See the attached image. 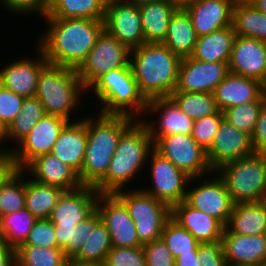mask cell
I'll return each mask as SVG.
<instances>
[{
	"instance_id": "6da1fadb",
	"label": "cell",
	"mask_w": 266,
	"mask_h": 266,
	"mask_svg": "<svg viewBox=\"0 0 266 266\" xmlns=\"http://www.w3.org/2000/svg\"><path fill=\"white\" fill-rule=\"evenodd\" d=\"M44 19L46 30L36 45L43 51L49 64L72 69L82 64L105 30L104 19Z\"/></svg>"
},
{
	"instance_id": "7a4b0ae2",
	"label": "cell",
	"mask_w": 266,
	"mask_h": 266,
	"mask_svg": "<svg viewBox=\"0 0 266 266\" xmlns=\"http://www.w3.org/2000/svg\"><path fill=\"white\" fill-rule=\"evenodd\" d=\"M135 120L126 115L97 112L84 117L87 145L81 173L78 175L82 185L94 187L106 175L121 134Z\"/></svg>"
},
{
	"instance_id": "3957f363",
	"label": "cell",
	"mask_w": 266,
	"mask_h": 266,
	"mask_svg": "<svg viewBox=\"0 0 266 266\" xmlns=\"http://www.w3.org/2000/svg\"><path fill=\"white\" fill-rule=\"evenodd\" d=\"M153 148L154 143L147 125L141 119H136L121 134L108 171L94 188L99 194H115L129 188V182L140 175L145 164L147 166Z\"/></svg>"
},
{
	"instance_id": "277c9868",
	"label": "cell",
	"mask_w": 266,
	"mask_h": 266,
	"mask_svg": "<svg viewBox=\"0 0 266 266\" xmlns=\"http://www.w3.org/2000/svg\"><path fill=\"white\" fill-rule=\"evenodd\" d=\"M181 58L163 43H144L130 52V67L145 99L169 97L177 88Z\"/></svg>"
},
{
	"instance_id": "5b68a950",
	"label": "cell",
	"mask_w": 266,
	"mask_h": 266,
	"mask_svg": "<svg viewBox=\"0 0 266 266\" xmlns=\"http://www.w3.org/2000/svg\"><path fill=\"white\" fill-rule=\"evenodd\" d=\"M90 91L98 100L97 113L144 118L147 100L140 93L130 66L116 68L102 75L87 89V93Z\"/></svg>"
},
{
	"instance_id": "8992f818",
	"label": "cell",
	"mask_w": 266,
	"mask_h": 266,
	"mask_svg": "<svg viewBox=\"0 0 266 266\" xmlns=\"http://www.w3.org/2000/svg\"><path fill=\"white\" fill-rule=\"evenodd\" d=\"M86 92L76 69L48 63L39 74L35 96L46 114L71 122Z\"/></svg>"
},
{
	"instance_id": "52a82bcc",
	"label": "cell",
	"mask_w": 266,
	"mask_h": 266,
	"mask_svg": "<svg viewBox=\"0 0 266 266\" xmlns=\"http://www.w3.org/2000/svg\"><path fill=\"white\" fill-rule=\"evenodd\" d=\"M234 204L266 200V156H251L224 164L215 171Z\"/></svg>"
},
{
	"instance_id": "ba28073f",
	"label": "cell",
	"mask_w": 266,
	"mask_h": 266,
	"mask_svg": "<svg viewBox=\"0 0 266 266\" xmlns=\"http://www.w3.org/2000/svg\"><path fill=\"white\" fill-rule=\"evenodd\" d=\"M115 195L126 205L142 245L161 238L171 207L137 187L120 190Z\"/></svg>"
},
{
	"instance_id": "9c48e42d",
	"label": "cell",
	"mask_w": 266,
	"mask_h": 266,
	"mask_svg": "<svg viewBox=\"0 0 266 266\" xmlns=\"http://www.w3.org/2000/svg\"><path fill=\"white\" fill-rule=\"evenodd\" d=\"M130 52L126 45L104 30L76 69L84 88L87 90L99 77L113 69L130 66Z\"/></svg>"
},
{
	"instance_id": "30bf717a",
	"label": "cell",
	"mask_w": 266,
	"mask_h": 266,
	"mask_svg": "<svg viewBox=\"0 0 266 266\" xmlns=\"http://www.w3.org/2000/svg\"><path fill=\"white\" fill-rule=\"evenodd\" d=\"M151 157V158H150ZM147 166L152 186L142 190L170 207L186 199L191 177L163 157L154 148L150 152Z\"/></svg>"
},
{
	"instance_id": "8fae6325",
	"label": "cell",
	"mask_w": 266,
	"mask_h": 266,
	"mask_svg": "<svg viewBox=\"0 0 266 266\" xmlns=\"http://www.w3.org/2000/svg\"><path fill=\"white\" fill-rule=\"evenodd\" d=\"M185 201L191 207L216 218L224 227L234 206L224 181L215 172L205 177L191 178Z\"/></svg>"
},
{
	"instance_id": "7c38bea8",
	"label": "cell",
	"mask_w": 266,
	"mask_h": 266,
	"mask_svg": "<svg viewBox=\"0 0 266 266\" xmlns=\"http://www.w3.org/2000/svg\"><path fill=\"white\" fill-rule=\"evenodd\" d=\"M154 149L191 178L213 173L206 151L191 135L172 134L161 137L154 143Z\"/></svg>"
},
{
	"instance_id": "4fadbf2b",
	"label": "cell",
	"mask_w": 266,
	"mask_h": 266,
	"mask_svg": "<svg viewBox=\"0 0 266 266\" xmlns=\"http://www.w3.org/2000/svg\"><path fill=\"white\" fill-rule=\"evenodd\" d=\"M68 122L49 114L41 118L30 133L10 151L19 170H23L36 157L51 153L54 143Z\"/></svg>"
},
{
	"instance_id": "5bb4252c",
	"label": "cell",
	"mask_w": 266,
	"mask_h": 266,
	"mask_svg": "<svg viewBox=\"0 0 266 266\" xmlns=\"http://www.w3.org/2000/svg\"><path fill=\"white\" fill-rule=\"evenodd\" d=\"M105 30L130 50L145 43L139 6L125 0H107Z\"/></svg>"
},
{
	"instance_id": "9a60e30c",
	"label": "cell",
	"mask_w": 266,
	"mask_h": 266,
	"mask_svg": "<svg viewBox=\"0 0 266 266\" xmlns=\"http://www.w3.org/2000/svg\"><path fill=\"white\" fill-rule=\"evenodd\" d=\"M96 211L109 231L112 246H143L128 208L115 194H99Z\"/></svg>"
},
{
	"instance_id": "2e32d148",
	"label": "cell",
	"mask_w": 266,
	"mask_h": 266,
	"mask_svg": "<svg viewBox=\"0 0 266 266\" xmlns=\"http://www.w3.org/2000/svg\"><path fill=\"white\" fill-rule=\"evenodd\" d=\"M154 115L159 117L150 118ZM141 120L147 125L153 143L167 135H191L194 122L169 97L148 100L145 116Z\"/></svg>"
},
{
	"instance_id": "e0dca14e",
	"label": "cell",
	"mask_w": 266,
	"mask_h": 266,
	"mask_svg": "<svg viewBox=\"0 0 266 266\" xmlns=\"http://www.w3.org/2000/svg\"><path fill=\"white\" fill-rule=\"evenodd\" d=\"M229 73L228 63L203 62L191 57L182 58L177 88L174 92L213 93Z\"/></svg>"
},
{
	"instance_id": "ac0fdd59",
	"label": "cell",
	"mask_w": 266,
	"mask_h": 266,
	"mask_svg": "<svg viewBox=\"0 0 266 266\" xmlns=\"http://www.w3.org/2000/svg\"><path fill=\"white\" fill-rule=\"evenodd\" d=\"M254 153L251 136L223 120L213 143L206 151V156L209 166L215 172L226 163L251 156Z\"/></svg>"
},
{
	"instance_id": "d6986e66",
	"label": "cell",
	"mask_w": 266,
	"mask_h": 266,
	"mask_svg": "<svg viewBox=\"0 0 266 266\" xmlns=\"http://www.w3.org/2000/svg\"><path fill=\"white\" fill-rule=\"evenodd\" d=\"M99 192L92 186L64 191L48 218L54 226L76 227L96 211Z\"/></svg>"
},
{
	"instance_id": "ffe728a7",
	"label": "cell",
	"mask_w": 266,
	"mask_h": 266,
	"mask_svg": "<svg viewBox=\"0 0 266 266\" xmlns=\"http://www.w3.org/2000/svg\"><path fill=\"white\" fill-rule=\"evenodd\" d=\"M37 59L24 58L11 60L0 69V85L14 93L27 98L33 97L37 91L38 77L41 70L48 64L43 51L36 45Z\"/></svg>"
},
{
	"instance_id": "44dd1931",
	"label": "cell",
	"mask_w": 266,
	"mask_h": 266,
	"mask_svg": "<svg viewBox=\"0 0 266 266\" xmlns=\"http://www.w3.org/2000/svg\"><path fill=\"white\" fill-rule=\"evenodd\" d=\"M228 66L230 73L262 83L266 79V42L236 35Z\"/></svg>"
},
{
	"instance_id": "7402d4cb",
	"label": "cell",
	"mask_w": 266,
	"mask_h": 266,
	"mask_svg": "<svg viewBox=\"0 0 266 266\" xmlns=\"http://www.w3.org/2000/svg\"><path fill=\"white\" fill-rule=\"evenodd\" d=\"M221 241L228 265L266 266V234L241 235L224 227Z\"/></svg>"
},
{
	"instance_id": "603a6c76",
	"label": "cell",
	"mask_w": 266,
	"mask_h": 266,
	"mask_svg": "<svg viewBox=\"0 0 266 266\" xmlns=\"http://www.w3.org/2000/svg\"><path fill=\"white\" fill-rule=\"evenodd\" d=\"M23 171L34 181L58 187L63 191L75 190L82 186L78 174L51 153L36 157Z\"/></svg>"
},
{
	"instance_id": "cb8c5ba5",
	"label": "cell",
	"mask_w": 266,
	"mask_h": 266,
	"mask_svg": "<svg viewBox=\"0 0 266 266\" xmlns=\"http://www.w3.org/2000/svg\"><path fill=\"white\" fill-rule=\"evenodd\" d=\"M233 0H196L183 9L198 37L232 25Z\"/></svg>"
},
{
	"instance_id": "d4e9b609",
	"label": "cell",
	"mask_w": 266,
	"mask_h": 266,
	"mask_svg": "<svg viewBox=\"0 0 266 266\" xmlns=\"http://www.w3.org/2000/svg\"><path fill=\"white\" fill-rule=\"evenodd\" d=\"M171 218L199 243L221 241L224 226L214 217L191 207L185 200L171 207Z\"/></svg>"
},
{
	"instance_id": "484cf974",
	"label": "cell",
	"mask_w": 266,
	"mask_h": 266,
	"mask_svg": "<svg viewBox=\"0 0 266 266\" xmlns=\"http://www.w3.org/2000/svg\"><path fill=\"white\" fill-rule=\"evenodd\" d=\"M86 145L87 128L84 117H82L65 125L53 145L51 154L79 175L83 166Z\"/></svg>"
},
{
	"instance_id": "4316f807",
	"label": "cell",
	"mask_w": 266,
	"mask_h": 266,
	"mask_svg": "<svg viewBox=\"0 0 266 266\" xmlns=\"http://www.w3.org/2000/svg\"><path fill=\"white\" fill-rule=\"evenodd\" d=\"M213 94L221 112L250 101H263L260 81L232 73L219 83Z\"/></svg>"
},
{
	"instance_id": "83f0119b",
	"label": "cell",
	"mask_w": 266,
	"mask_h": 266,
	"mask_svg": "<svg viewBox=\"0 0 266 266\" xmlns=\"http://www.w3.org/2000/svg\"><path fill=\"white\" fill-rule=\"evenodd\" d=\"M178 9L170 0L139 5L145 43H162L165 40L172 15Z\"/></svg>"
},
{
	"instance_id": "f1b7e54d",
	"label": "cell",
	"mask_w": 266,
	"mask_h": 266,
	"mask_svg": "<svg viewBox=\"0 0 266 266\" xmlns=\"http://www.w3.org/2000/svg\"><path fill=\"white\" fill-rule=\"evenodd\" d=\"M235 37L232 25L200 36L190 57L203 62L229 63Z\"/></svg>"
},
{
	"instance_id": "f546056e",
	"label": "cell",
	"mask_w": 266,
	"mask_h": 266,
	"mask_svg": "<svg viewBox=\"0 0 266 266\" xmlns=\"http://www.w3.org/2000/svg\"><path fill=\"white\" fill-rule=\"evenodd\" d=\"M226 227L241 235L266 234V200L234 204Z\"/></svg>"
},
{
	"instance_id": "4dcf8cb0",
	"label": "cell",
	"mask_w": 266,
	"mask_h": 266,
	"mask_svg": "<svg viewBox=\"0 0 266 266\" xmlns=\"http://www.w3.org/2000/svg\"><path fill=\"white\" fill-rule=\"evenodd\" d=\"M197 39L190 16L183 8H179L172 15L162 43L182 59L192 55Z\"/></svg>"
},
{
	"instance_id": "1f68e13d",
	"label": "cell",
	"mask_w": 266,
	"mask_h": 266,
	"mask_svg": "<svg viewBox=\"0 0 266 266\" xmlns=\"http://www.w3.org/2000/svg\"><path fill=\"white\" fill-rule=\"evenodd\" d=\"M45 115L44 106L36 96L25 98L21 106V112L5 129L3 151L10 152ZM8 141L14 144L12 148Z\"/></svg>"
},
{
	"instance_id": "d6a6232c",
	"label": "cell",
	"mask_w": 266,
	"mask_h": 266,
	"mask_svg": "<svg viewBox=\"0 0 266 266\" xmlns=\"http://www.w3.org/2000/svg\"><path fill=\"white\" fill-rule=\"evenodd\" d=\"M112 248L111 236L100 215L95 211L89 217V236L84 240L80 251L73 257L81 261L105 263Z\"/></svg>"
},
{
	"instance_id": "836d02e7",
	"label": "cell",
	"mask_w": 266,
	"mask_h": 266,
	"mask_svg": "<svg viewBox=\"0 0 266 266\" xmlns=\"http://www.w3.org/2000/svg\"><path fill=\"white\" fill-rule=\"evenodd\" d=\"M63 192L58 187L38 183L27 175L25 208L36 219H48Z\"/></svg>"
},
{
	"instance_id": "e575fe53",
	"label": "cell",
	"mask_w": 266,
	"mask_h": 266,
	"mask_svg": "<svg viewBox=\"0 0 266 266\" xmlns=\"http://www.w3.org/2000/svg\"><path fill=\"white\" fill-rule=\"evenodd\" d=\"M107 0H52L43 18L104 19Z\"/></svg>"
},
{
	"instance_id": "d590c367",
	"label": "cell",
	"mask_w": 266,
	"mask_h": 266,
	"mask_svg": "<svg viewBox=\"0 0 266 266\" xmlns=\"http://www.w3.org/2000/svg\"><path fill=\"white\" fill-rule=\"evenodd\" d=\"M232 26L238 36L251 37L266 42V15L253 4H234Z\"/></svg>"
},
{
	"instance_id": "8d00e7d4",
	"label": "cell",
	"mask_w": 266,
	"mask_h": 266,
	"mask_svg": "<svg viewBox=\"0 0 266 266\" xmlns=\"http://www.w3.org/2000/svg\"><path fill=\"white\" fill-rule=\"evenodd\" d=\"M36 220L26 208L0 216L2 241L17 249L26 241Z\"/></svg>"
},
{
	"instance_id": "74e56055",
	"label": "cell",
	"mask_w": 266,
	"mask_h": 266,
	"mask_svg": "<svg viewBox=\"0 0 266 266\" xmlns=\"http://www.w3.org/2000/svg\"><path fill=\"white\" fill-rule=\"evenodd\" d=\"M169 98L193 121L218 111L213 93L173 92Z\"/></svg>"
},
{
	"instance_id": "f35d334b",
	"label": "cell",
	"mask_w": 266,
	"mask_h": 266,
	"mask_svg": "<svg viewBox=\"0 0 266 266\" xmlns=\"http://www.w3.org/2000/svg\"><path fill=\"white\" fill-rule=\"evenodd\" d=\"M66 260L60 248L20 245L16 249V266H65Z\"/></svg>"
},
{
	"instance_id": "ab89813d",
	"label": "cell",
	"mask_w": 266,
	"mask_h": 266,
	"mask_svg": "<svg viewBox=\"0 0 266 266\" xmlns=\"http://www.w3.org/2000/svg\"><path fill=\"white\" fill-rule=\"evenodd\" d=\"M26 175L23 170H18L0 188V216L25 208Z\"/></svg>"
},
{
	"instance_id": "60d3db41",
	"label": "cell",
	"mask_w": 266,
	"mask_h": 266,
	"mask_svg": "<svg viewBox=\"0 0 266 266\" xmlns=\"http://www.w3.org/2000/svg\"><path fill=\"white\" fill-rule=\"evenodd\" d=\"M161 238L174 258L181 254L191 253V251H198L200 244L189 231L172 218L165 223Z\"/></svg>"
},
{
	"instance_id": "b9f144b4",
	"label": "cell",
	"mask_w": 266,
	"mask_h": 266,
	"mask_svg": "<svg viewBox=\"0 0 266 266\" xmlns=\"http://www.w3.org/2000/svg\"><path fill=\"white\" fill-rule=\"evenodd\" d=\"M262 105L263 101H250L227 108L222 111L224 115V121L230 125H233L239 131L245 132L252 136Z\"/></svg>"
},
{
	"instance_id": "7bdbcfd3",
	"label": "cell",
	"mask_w": 266,
	"mask_h": 266,
	"mask_svg": "<svg viewBox=\"0 0 266 266\" xmlns=\"http://www.w3.org/2000/svg\"><path fill=\"white\" fill-rule=\"evenodd\" d=\"M54 229L58 248L63 250L67 258H73L89 236V217L76 227L54 226Z\"/></svg>"
},
{
	"instance_id": "ee69618b",
	"label": "cell",
	"mask_w": 266,
	"mask_h": 266,
	"mask_svg": "<svg viewBox=\"0 0 266 266\" xmlns=\"http://www.w3.org/2000/svg\"><path fill=\"white\" fill-rule=\"evenodd\" d=\"M223 120L224 115L220 110L212 115L194 120L191 136L205 151H207L213 143Z\"/></svg>"
},
{
	"instance_id": "f6af8a7d",
	"label": "cell",
	"mask_w": 266,
	"mask_h": 266,
	"mask_svg": "<svg viewBox=\"0 0 266 266\" xmlns=\"http://www.w3.org/2000/svg\"><path fill=\"white\" fill-rule=\"evenodd\" d=\"M105 266H146L145 250L143 246H112L107 254Z\"/></svg>"
},
{
	"instance_id": "bcb514c9",
	"label": "cell",
	"mask_w": 266,
	"mask_h": 266,
	"mask_svg": "<svg viewBox=\"0 0 266 266\" xmlns=\"http://www.w3.org/2000/svg\"><path fill=\"white\" fill-rule=\"evenodd\" d=\"M21 245L58 248L53 223L49 219H37L31 228L26 241Z\"/></svg>"
},
{
	"instance_id": "7dc6e473",
	"label": "cell",
	"mask_w": 266,
	"mask_h": 266,
	"mask_svg": "<svg viewBox=\"0 0 266 266\" xmlns=\"http://www.w3.org/2000/svg\"><path fill=\"white\" fill-rule=\"evenodd\" d=\"M24 97L0 85V123L6 129L21 112Z\"/></svg>"
},
{
	"instance_id": "c3c4849f",
	"label": "cell",
	"mask_w": 266,
	"mask_h": 266,
	"mask_svg": "<svg viewBox=\"0 0 266 266\" xmlns=\"http://www.w3.org/2000/svg\"><path fill=\"white\" fill-rule=\"evenodd\" d=\"M146 266H175V258L162 238L143 245Z\"/></svg>"
},
{
	"instance_id": "681fc988",
	"label": "cell",
	"mask_w": 266,
	"mask_h": 266,
	"mask_svg": "<svg viewBox=\"0 0 266 266\" xmlns=\"http://www.w3.org/2000/svg\"><path fill=\"white\" fill-rule=\"evenodd\" d=\"M0 5L4 6L2 9L9 11L8 13L24 14V16L34 14L42 18L48 9V5L43 0H0Z\"/></svg>"
},
{
	"instance_id": "f907efd6",
	"label": "cell",
	"mask_w": 266,
	"mask_h": 266,
	"mask_svg": "<svg viewBox=\"0 0 266 266\" xmlns=\"http://www.w3.org/2000/svg\"><path fill=\"white\" fill-rule=\"evenodd\" d=\"M198 259L201 266H227L222 241L200 243Z\"/></svg>"
},
{
	"instance_id": "816d5d0a",
	"label": "cell",
	"mask_w": 266,
	"mask_h": 266,
	"mask_svg": "<svg viewBox=\"0 0 266 266\" xmlns=\"http://www.w3.org/2000/svg\"><path fill=\"white\" fill-rule=\"evenodd\" d=\"M251 140L254 152L266 156V104L264 103Z\"/></svg>"
},
{
	"instance_id": "f5cc1de1",
	"label": "cell",
	"mask_w": 266,
	"mask_h": 266,
	"mask_svg": "<svg viewBox=\"0 0 266 266\" xmlns=\"http://www.w3.org/2000/svg\"><path fill=\"white\" fill-rule=\"evenodd\" d=\"M19 170L12 154L0 151V188Z\"/></svg>"
},
{
	"instance_id": "db71d44e",
	"label": "cell",
	"mask_w": 266,
	"mask_h": 266,
	"mask_svg": "<svg viewBox=\"0 0 266 266\" xmlns=\"http://www.w3.org/2000/svg\"><path fill=\"white\" fill-rule=\"evenodd\" d=\"M0 266H16V249L0 241Z\"/></svg>"
},
{
	"instance_id": "11a10c76",
	"label": "cell",
	"mask_w": 266,
	"mask_h": 266,
	"mask_svg": "<svg viewBox=\"0 0 266 266\" xmlns=\"http://www.w3.org/2000/svg\"><path fill=\"white\" fill-rule=\"evenodd\" d=\"M175 266H201L198 251L179 255L175 258Z\"/></svg>"
},
{
	"instance_id": "9f6ffc18",
	"label": "cell",
	"mask_w": 266,
	"mask_h": 266,
	"mask_svg": "<svg viewBox=\"0 0 266 266\" xmlns=\"http://www.w3.org/2000/svg\"><path fill=\"white\" fill-rule=\"evenodd\" d=\"M65 266H105V263L81 261L75 258H67Z\"/></svg>"
},
{
	"instance_id": "6f0895ef",
	"label": "cell",
	"mask_w": 266,
	"mask_h": 266,
	"mask_svg": "<svg viewBox=\"0 0 266 266\" xmlns=\"http://www.w3.org/2000/svg\"><path fill=\"white\" fill-rule=\"evenodd\" d=\"M173 4H175L178 8H184L187 5L193 3L196 0H170Z\"/></svg>"
},
{
	"instance_id": "680465c9",
	"label": "cell",
	"mask_w": 266,
	"mask_h": 266,
	"mask_svg": "<svg viewBox=\"0 0 266 266\" xmlns=\"http://www.w3.org/2000/svg\"><path fill=\"white\" fill-rule=\"evenodd\" d=\"M253 5L266 15V0H256Z\"/></svg>"
},
{
	"instance_id": "91938a15",
	"label": "cell",
	"mask_w": 266,
	"mask_h": 266,
	"mask_svg": "<svg viewBox=\"0 0 266 266\" xmlns=\"http://www.w3.org/2000/svg\"><path fill=\"white\" fill-rule=\"evenodd\" d=\"M125 1L136 4L139 6L141 4L151 3V2H156V1H163V0H125Z\"/></svg>"
},
{
	"instance_id": "94428289",
	"label": "cell",
	"mask_w": 266,
	"mask_h": 266,
	"mask_svg": "<svg viewBox=\"0 0 266 266\" xmlns=\"http://www.w3.org/2000/svg\"><path fill=\"white\" fill-rule=\"evenodd\" d=\"M261 96L263 103L266 104V79L261 83Z\"/></svg>"
},
{
	"instance_id": "6125c7cd",
	"label": "cell",
	"mask_w": 266,
	"mask_h": 266,
	"mask_svg": "<svg viewBox=\"0 0 266 266\" xmlns=\"http://www.w3.org/2000/svg\"><path fill=\"white\" fill-rule=\"evenodd\" d=\"M4 135H5V128L0 123V151H3Z\"/></svg>"
},
{
	"instance_id": "be15d7a7",
	"label": "cell",
	"mask_w": 266,
	"mask_h": 266,
	"mask_svg": "<svg viewBox=\"0 0 266 266\" xmlns=\"http://www.w3.org/2000/svg\"><path fill=\"white\" fill-rule=\"evenodd\" d=\"M256 0H233L234 4H240V5H251L255 2Z\"/></svg>"
},
{
	"instance_id": "e7e4bbea",
	"label": "cell",
	"mask_w": 266,
	"mask_h": 266,
	"mask_svg": "<svg viewBox=\"0 0 266 266\" xmlns=\"http://www.w3.org/2000/svg\"><path fill=\"white\" fill-rule=\"evenodd\" d=\"M47 5L51 3L52 0H43Z\"/></svg>"
},
{
	"instance_id": "03108f58",
	"label": "cell",
	"mask_w": 266,
	"mask_h": 266,
	"mask_svg": "<svg viewBox=\"0 0 266 266\" xmlns=\"http://www.w3.org/2000/svg\"><path fill=\"white\" fill-rule=\"evenodd\" d=\"M227 266H245V265H228V264H227Z\"/></svg>"
}]
</instances>
